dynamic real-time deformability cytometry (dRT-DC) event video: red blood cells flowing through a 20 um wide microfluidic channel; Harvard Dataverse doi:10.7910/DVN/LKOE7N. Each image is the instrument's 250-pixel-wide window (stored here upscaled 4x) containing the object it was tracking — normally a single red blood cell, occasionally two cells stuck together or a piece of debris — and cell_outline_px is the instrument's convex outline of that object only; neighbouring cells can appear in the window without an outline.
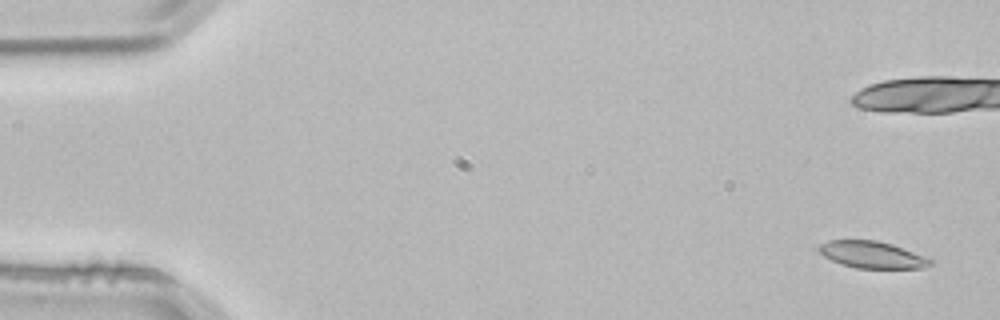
{"species": "common noctule bat (a hibernating species)", "species_latin": "Nyctalus noctula", "temperature_condition": "room temperature", "stored_images_in_passage": 5, "camera_frame_rate_fps": 3000, "um_per_image_px": 0.085, "animal": {"sex": "male", "body_mass_g": 21.5, "forearm_length_mm": 52.0}, "frame": {"image": 1, "passage_image": 1, "time_ms": 0.0, "image_size_px": [1000, 320], "cell_outline_px": [[936, 264], [924, 268], [856, 268], [840, 264], [824, 256], [816, 248], [820, 244], [828, 240], [876, 240], [892, 244], [936, 260]], "centroid_in_image_um": [74.18, 21.66], "position_along_channel_um": 10.8, "area_um2": 17.69}}